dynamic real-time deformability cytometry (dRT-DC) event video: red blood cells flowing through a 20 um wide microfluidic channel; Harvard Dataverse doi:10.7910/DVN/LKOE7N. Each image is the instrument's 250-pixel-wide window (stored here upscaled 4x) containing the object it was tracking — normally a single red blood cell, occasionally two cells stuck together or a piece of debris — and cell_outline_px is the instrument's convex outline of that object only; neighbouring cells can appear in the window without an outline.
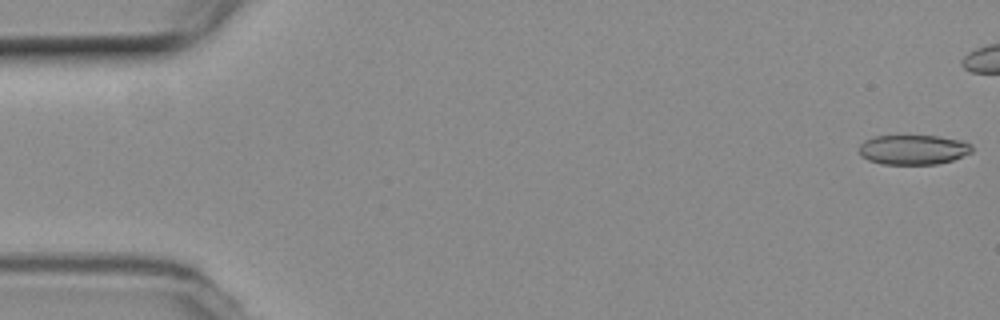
{"species": "common noctule bat (a hibernating species)", "species_latin": "Nyctalus noctula", "temperature_condition": "room temperature", "stored_images_in_passage": 15, "camera_frame_rate_fps": 3000, "um_per_image_px": 0.085, "animal": {"sex": "female", "body_mass_g": 19.3, "forearm_length_mm": 54.1}, "frame": {"image": 1, "passage_image": 1, "time_ms": 0.0, "image_size_px": [1000, 320], "cell_outline_px": [[972, 152], [952, 160], [936, 164], [880, 164], [868, 160], [860, 156], [860, 144], [864, 140], [876, 136], [936, 136], [964, 140], [972, 144]], "centroid_in_image_um": [77.63, 12.72], "position_along_channel_um": 7.4, "area_um2": 19.65}}
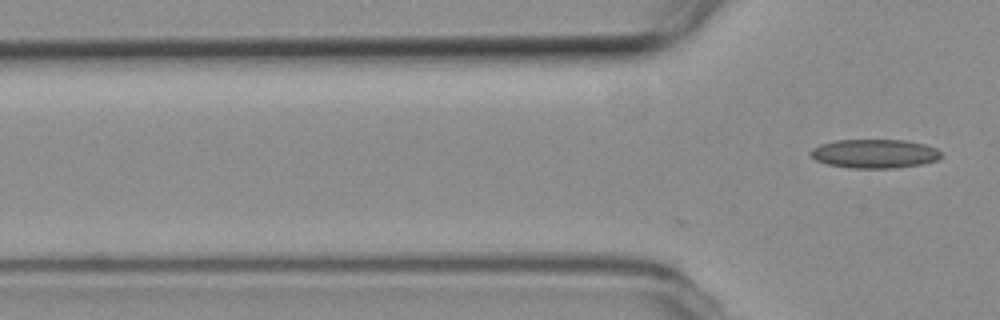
{"frame": {"image": 2, "passage_image": 15, "time_ms": 4.667, "image_size_px": [1000, 320], "cell_outline_px": [[940, 156], [936, 160], [920, 164], [896, 168], [852, 168], [828, 164], [816, 160], [808, 152], [812, 148], [820, 144], [836, 140], [904, 140], [924, 144], [936, 148], [940, 152]], "centroid_in_image_um": [74.3, 13.06], "position_along_channel_um": 51.5, "area_um2": 21.85}}